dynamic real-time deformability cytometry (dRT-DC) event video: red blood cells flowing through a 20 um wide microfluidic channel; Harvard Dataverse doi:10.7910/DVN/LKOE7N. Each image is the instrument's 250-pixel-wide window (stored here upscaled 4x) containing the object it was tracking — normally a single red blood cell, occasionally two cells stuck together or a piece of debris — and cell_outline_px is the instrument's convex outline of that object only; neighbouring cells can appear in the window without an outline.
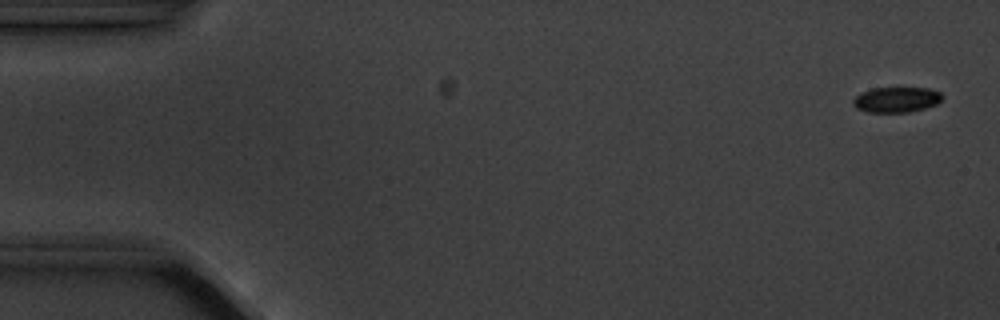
{"species": "common noctule bat (a hibernating species)", "species_latin": "Nyctalus noctula", "temperature_condition": "cold", "stored_images_in_passage": 4, "camera_frame_rate_fps": 3000, "um_per_image_px": 0.085, "animal": {"sex": "male", "body_mass_g": 20.1, "forearm_length_mm": 53.5}, "frame": {"image": 1, "passage_image": 1, "time_ms": 0.0, "image_size_px": [1000, 320], "cell_outline_px": [[944, 96], [936, 104], [924, 108], [908, 112], [868, 112], [856, 108], [852, 104], [852, 100], [856, 96], [872, 88], [928, 88], [940, 92]], "centroid_in_image_um": [76.19, 8.47], "position_along_channel_um": 8.8, "area_um2": 13.06}}